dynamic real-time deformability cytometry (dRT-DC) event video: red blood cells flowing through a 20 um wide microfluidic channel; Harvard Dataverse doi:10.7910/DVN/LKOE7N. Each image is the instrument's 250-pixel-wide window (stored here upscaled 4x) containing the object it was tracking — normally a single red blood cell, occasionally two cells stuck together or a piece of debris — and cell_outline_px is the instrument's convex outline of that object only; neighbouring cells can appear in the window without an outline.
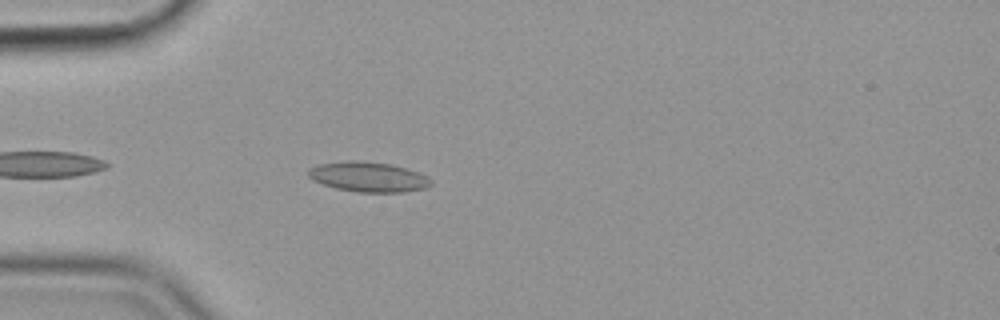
{"species": "common noctule bat (a hibernating species)", "species_latin": "Nyctalus noctula", "temperature_condition": "cold", "stored_images_in_passage": 37, "camera_frame_rate_fps": 3000, "um_per_image_px": 0.085, "animal": {"sex": "female", "body_mass_g": 19.9}, "frame": {"image": 1, "passage_image": 4, "time_ms": 1.0, "image_size_px": [1000, 320], "cell_outline_px": [[432, 184], [428, 188], [404, 192], [356, 192], [336, 188], [312, 180], [308, 176], [308, 168], [316, 164], [352, 160], [356, 160], [392, 164], [420, 172], [428, 176], [432, 180]], "centroid_in_image_um": [31.34, 15.03], "position_along_channel_um": 53.7, "area_um2": 21.73}}
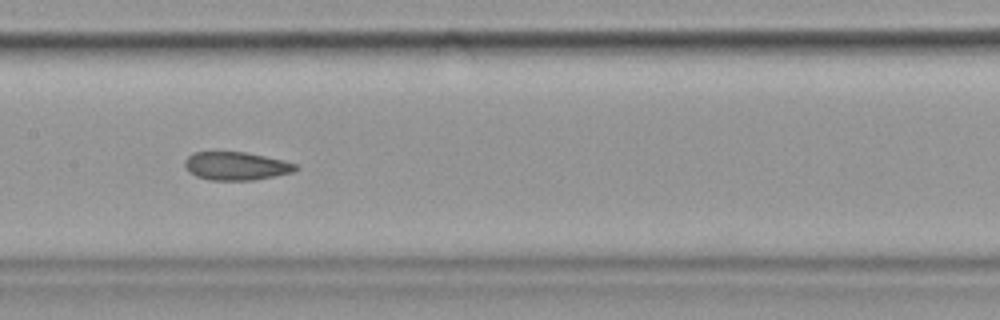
{"frame": {"image": 2, "passage_image": 16, "time_ms": 5.0, "image_size_px": [1000, 320], "cell_outline_px": [[300, 168], [292, 172], [252, 180], [208, 180], [196, 176], [188, 172], [184, 164], [184, 160], [192, 152], [244, 152], [284, 160], [296, 164]], "centroid_in_image_um": [20.04, 14.11], "position_along_channel_um": 187.4, "area_um2": 18.21}}
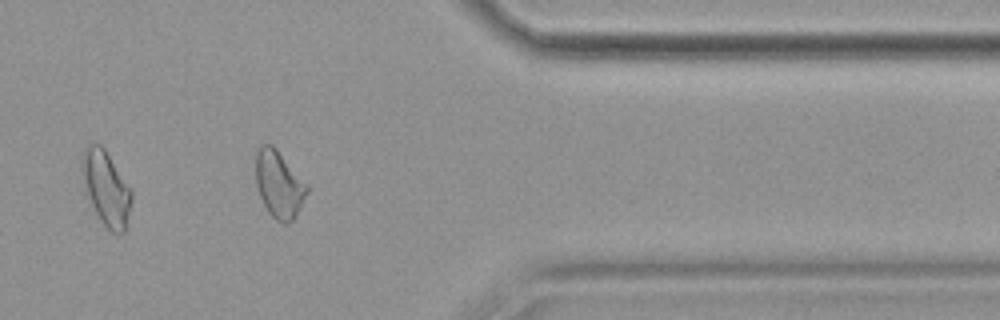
{"frame": {"image": 3, "passage_image": 34, "time_ms": 11.0, "image_size_px": [1000, 320], "cell_outline_px": [[308, 192], [296, 216], [292, 220], [284, 224], [276, 220], [268, 212], [260, 196], [256, 184], [256, 152], [260, 144], [272, 144], [276, 148], [308, 184]], "centroid_in_image_um": [23.72, 15.65], "position_along_channel_um": 387.7, "area_um2": 20.06}, "authors_computed_cell_mechanics": {"area_um2": 18.5538, "velocity_mm_per_s": 3.5789, "shape_relaxation_time_tau1_ms": null, "shape_relaxation_time_tau2_ms": 2.8955, "deformation_change_tau1": null, "deformation_change_tau2": 0.0825}}